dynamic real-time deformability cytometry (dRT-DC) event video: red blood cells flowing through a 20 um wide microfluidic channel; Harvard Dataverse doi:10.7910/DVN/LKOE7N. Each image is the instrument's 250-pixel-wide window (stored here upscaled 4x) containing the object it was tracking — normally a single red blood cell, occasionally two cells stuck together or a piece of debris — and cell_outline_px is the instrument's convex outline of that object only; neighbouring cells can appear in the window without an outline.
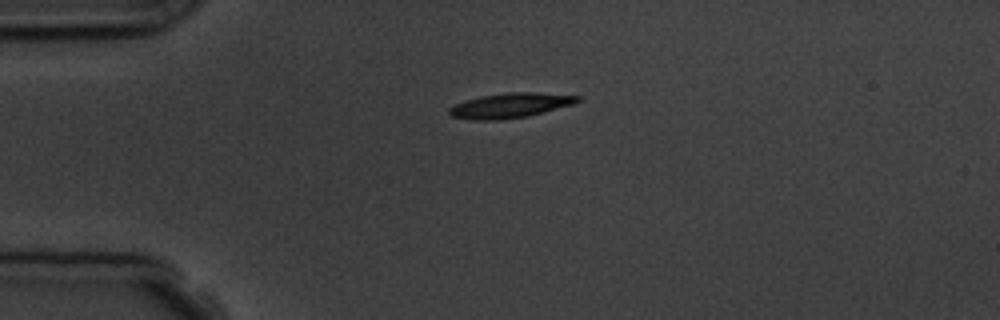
{"species": "common noctule bat (a hibernating species)", "species_latin": "Nyctalus noctula", "temperature_condition": "room temperature", "stored_images_in_passage": 2, "camera_frame_rate_fps": 3000, "um_per_image_px": 0.085, "animal": {"sex": "male", "body_mass_g": 19.5, "forearm_length_mm": 54.6}, "frame": {"image": 1, "passage_image": 1, "time_ms": 0.0, "image_size_px": [1000, 320], "cell_outline_px": [[580, 100], [572, 104], [528, 116], [500, 120], [472, 120], [452, 116], [448, 112], [448, 108], [456, 104], [480, 96], [508, 92], [540, 92], [580, 96]], "centroid_in_image_um": [43.36, 8.96], "position_along_channel_um": 41.6, "area_um2": 18.44}}